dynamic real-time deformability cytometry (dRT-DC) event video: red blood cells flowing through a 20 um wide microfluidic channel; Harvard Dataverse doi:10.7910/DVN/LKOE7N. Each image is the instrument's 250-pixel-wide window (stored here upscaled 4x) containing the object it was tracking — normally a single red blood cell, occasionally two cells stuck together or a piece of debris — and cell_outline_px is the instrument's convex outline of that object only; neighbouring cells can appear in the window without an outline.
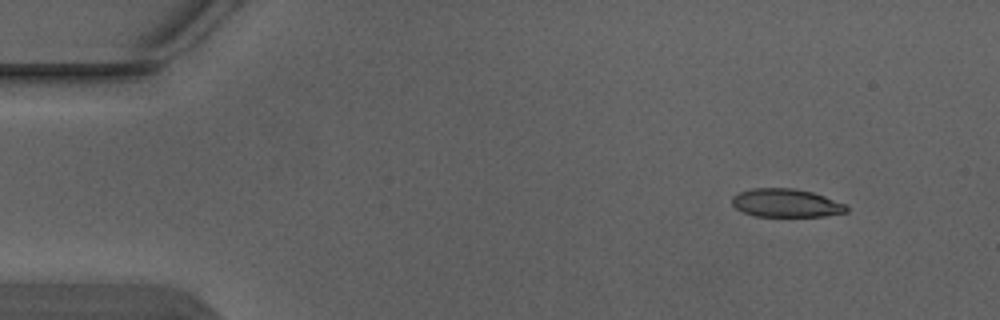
{"species": "Egyptian fruit bat (a non-hibernating species)", "species_latin": "Rousettus aegyptiacus", "temperature_condition": "warm", "stored_images_in_passage": 3, "camera_frame_rate_fps": 3000, "um_per_image_px": 0.085, "animal": {"sex": "male"}, "frame": {"image": 1, "passage_image": 1, "time_ms": 0.0, "image_size_px": [1000, 320], "cell_outline_px": [[848, 212], [824, 216], [756, 216], [744, 212], [736, 208], [732, 204], [732, 196], [740, 192], [752, 188], [792, 188], [812, 192], [848, 204]], "centroid_in_image_um": [66.85, 17.25], "position_along_channel_um": 18.2, "area_um2": 18.9}}
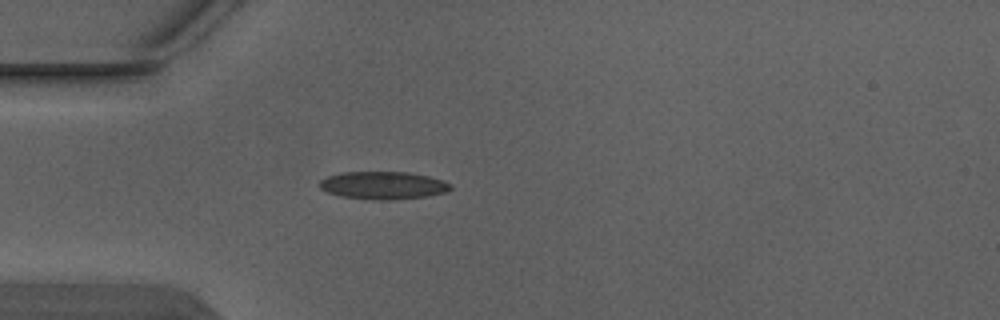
{"frame": {"image": 2, "passage_image": 3, "time_ms": 0.667, "image_size_px": [1000, 320], "cell_outline_px": [[452, 188], [444, 192], [428, 196], [392, 200], [380, 200], [344, 196], [328, 192], [320, 188], [320, 180], [328, 176], [340, 172], [408, 172], [428, 176], [444, 180], [452, 184]], "centroid_in_image_um": [32.61, 15.74], "position_along_channel_um": 52.4, "area_um2": 21.04}}